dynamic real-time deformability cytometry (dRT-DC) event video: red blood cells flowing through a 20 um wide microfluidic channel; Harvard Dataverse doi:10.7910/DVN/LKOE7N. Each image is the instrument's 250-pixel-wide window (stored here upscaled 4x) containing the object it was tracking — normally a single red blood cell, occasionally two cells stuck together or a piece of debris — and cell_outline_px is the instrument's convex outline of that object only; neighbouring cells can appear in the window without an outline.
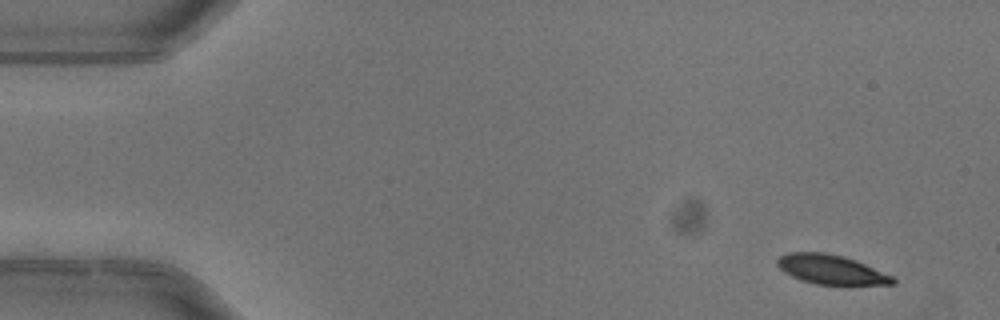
{"species": "common noctule bat (a hibernating species)", "species_latin": "Nyctalus noctula", "temperature_condition": "warm", "stored_images_in_passage": 6, "camera_frame_rate_fps": 3000, "um_per_image_px": 0.085, "animal": {"sex": "female"}, "frame": {"image": 1, "passage_image": 1, "time_ms": 0.0, "image_size_px": [1000, 320], "cell_outline_px": [[896, 284], [848, 288], [816, 284], [800, 280], [784, 272], [776, 264], [776, 260], [780, 256], [788, 252], [824, 252], [844, 256], [856, 260], [892, 276], [896, 280]], "centroid_in_image_um": [70.71, 22.97], "position_along_channel_um": 14.3, "area_um2": 20.81}}
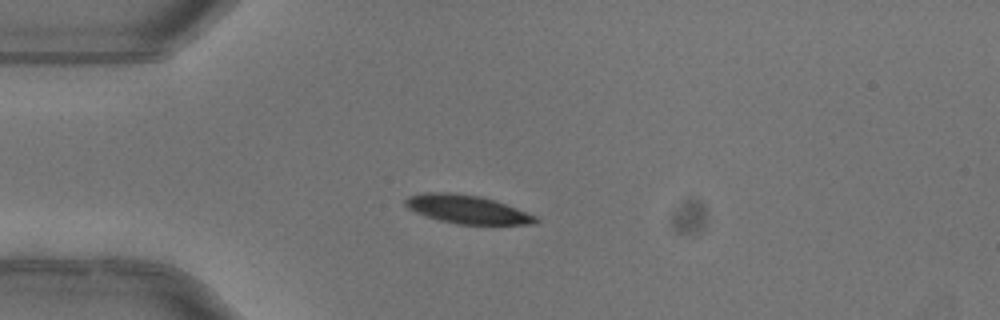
{"frame": {"image": 2, "passage_image": 4, "time_ms": 1.0, "image_size_px": [1000, 320], "cell_outline_px": [[540, 220], [536, 224], [456, 224], [440, 220], [416, 212], [408, 208], [404, 204], [404, 200], [408, 196], [424, 192], [448, 192], [480, 196], [516, 208], [536, 216]], "centroid_in_image_um": [39.69, 17.79], "position_along_channel_um": 45.3, "area_um2": 21.33}}
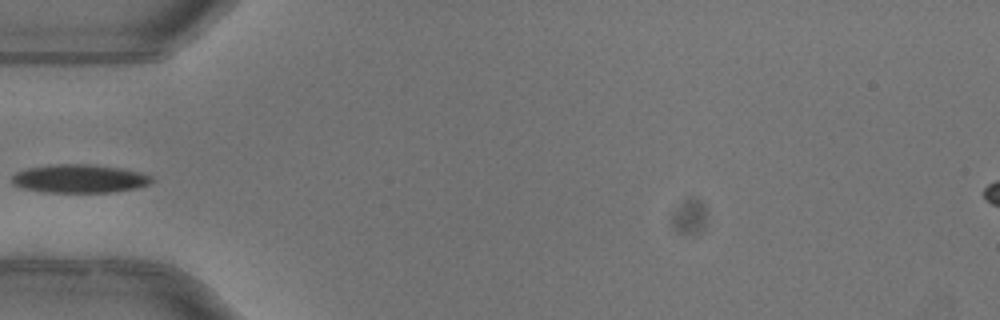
{"frame": {"image": 3, "passage_image": 5, "time_ms": 1.333, "image_size_px": [1000, 320], "cell_outline_px": [[156, 180], [152, 184], [136, 188], [112, 192], [40, 192], [20, 188], [12, 184], [12, 176], [16, 172], [28, 168], [56, 164], [92, 164], [124, 168], [140, 172], [152, 176]], "centroid_in_image_um": [6.79, 15.19], "position_along_channel_um": 78.2, "area_um2": 23.52}}